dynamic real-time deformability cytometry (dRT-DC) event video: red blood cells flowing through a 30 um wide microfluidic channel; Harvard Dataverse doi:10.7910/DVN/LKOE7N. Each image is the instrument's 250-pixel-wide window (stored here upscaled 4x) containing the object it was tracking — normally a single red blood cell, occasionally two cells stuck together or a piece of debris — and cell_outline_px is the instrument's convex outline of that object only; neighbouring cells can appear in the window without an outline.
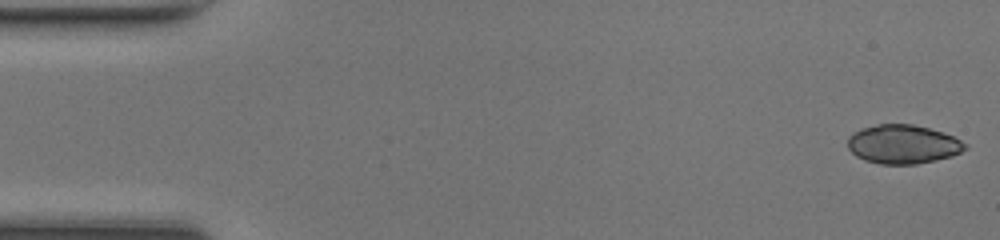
{"species": "common noctule bat (a hibernating species)", "species_latin": "Nyctalus noctula", "temperature_condition": "room temperature", "stored_images_in_passage": 44, "camera_frame_rate_fps": 3000, "um_per_image_px": 0.085, "animal": {"sex": "female", "body_mass_g": 17.0, "forearm_length_mm": 48.0}, "frame": {"image": 1, "passage_image": 1, "time_ms": 0.0, "image_size_px": [1000, 240], "cell_outline_px": [[968, 148], [952, 156], [936, 160], [916, 164], [880, 164], [864, 160], [856, 156], [848, 148], [848, 136], [860, 128], [880, 124], [912, 124], [944, 132], [968, 144]], "centroid_in_image_um": [76.75, 12.26], "position_along_channel_um": 8.2, "area_um2": 26.7}}